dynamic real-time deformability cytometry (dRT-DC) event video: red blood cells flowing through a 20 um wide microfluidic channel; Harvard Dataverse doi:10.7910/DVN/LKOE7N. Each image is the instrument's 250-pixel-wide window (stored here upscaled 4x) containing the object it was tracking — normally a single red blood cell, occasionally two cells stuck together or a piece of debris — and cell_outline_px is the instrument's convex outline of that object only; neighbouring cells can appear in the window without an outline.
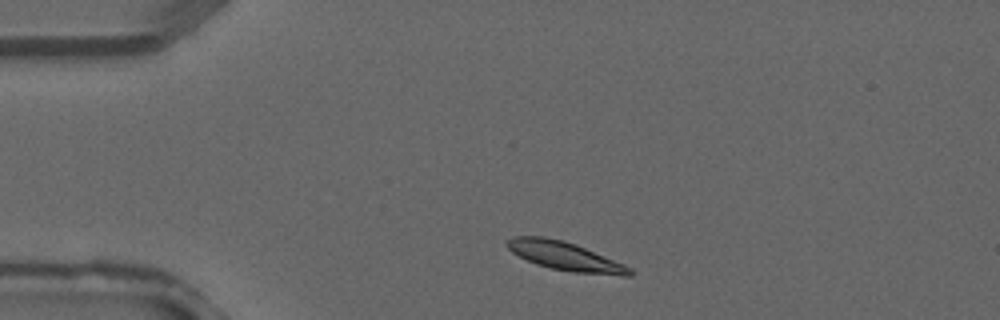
{"species": "common noctule bat (a hibernating species)", "species_latin": "Nyctalus noctula", "temperature_condition": "warm", "stored_images_in_passage": 1, "camera_frame_rate_fps": 3000, "um_per_image_px": 0.085, "animal": {"sex": "male", "forearm_length_mm": 52.5}, "frame": {"image": 1, "passage_image": 1, "time_ms": 0.0, "image_size_px": [1000, 320], "cell_outline_px": [[632, 276], [620, 276], [572, 272], [552, 268], [536, 264], [512, 252], [504, 244], [508, 240], [516, 236], [544, 236], [564, 240], [576, 244], [624, 264], [632, 268]], "centroid_in_image_um": [48.06, 21.77], "position_along_channel_um": 36.9, "area_um2": 20.46}}